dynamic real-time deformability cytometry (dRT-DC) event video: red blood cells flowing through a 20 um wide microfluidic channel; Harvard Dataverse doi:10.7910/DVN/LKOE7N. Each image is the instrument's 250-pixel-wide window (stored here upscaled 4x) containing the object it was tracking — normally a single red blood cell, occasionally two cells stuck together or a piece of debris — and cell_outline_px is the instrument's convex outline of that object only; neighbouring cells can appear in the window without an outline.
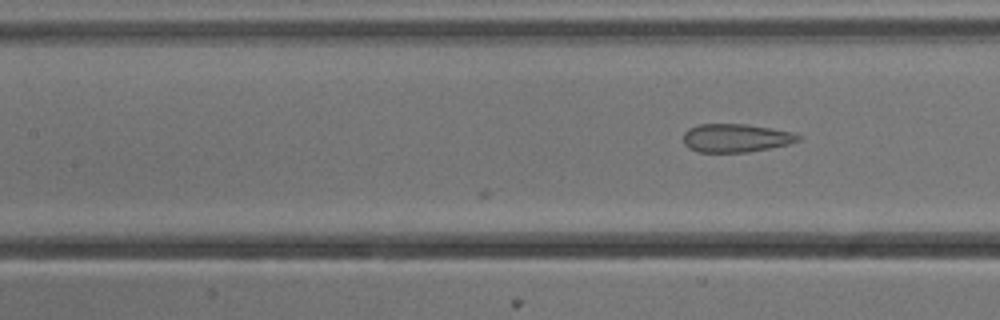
{"species": "common noctule bat (a hibernating species)", "species_latin": "Nyctalus noctula", "temperature_condition": "cold", "stored_images_in_passage": 8, "camera_frame_rate_fps": 3000, "um_per_image_px": 0.085, "animal": {"sex": "male", "body_mass_g": 13.3}, "frame": {"image": 1, "passage_image": 8, "time_ms": 2.333, "image_size_px": [1000, 320], "cell_outline_px": [[804, 136], [800, 140], [788, 144], [748, 152], [696, 152], [688, 148], [684, 144], [684, 132], [688, 128], [700, 124], [744, 124], [772, 128], [792, 132]], "centroid_in_image_um": [62.55, 11.73], "position_along_channel_um": 144.9, "area_um2": 19.07}}